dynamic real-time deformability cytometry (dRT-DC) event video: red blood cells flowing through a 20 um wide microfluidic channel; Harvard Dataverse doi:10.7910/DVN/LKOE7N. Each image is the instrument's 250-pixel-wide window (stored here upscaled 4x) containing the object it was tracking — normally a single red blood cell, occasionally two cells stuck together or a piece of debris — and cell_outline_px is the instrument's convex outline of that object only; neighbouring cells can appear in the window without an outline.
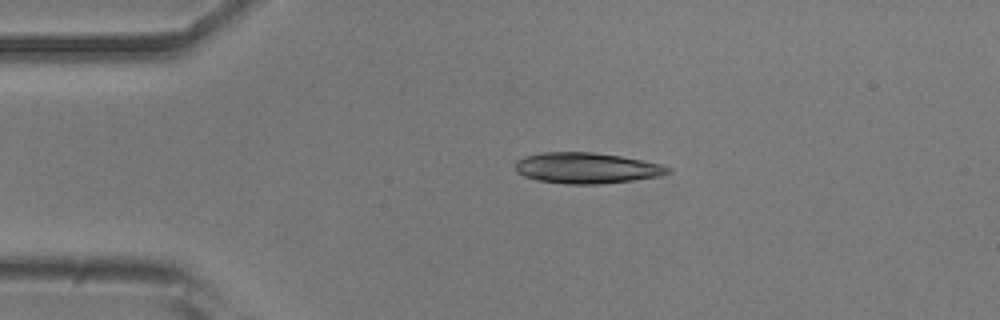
{"species": "common noctule bat (a hibernating species)", "species_latin": "Nyctalus noctula", "temperature_condition": "room temperature", "stored_images_in_passage": 44, "camera_frame_rate_fps": 3000, "um_per_image_px": 0.085, "animal": {"sex": "male", "body_mass_g": 20.5, "forearm_length_mm": 52.5}, "frame": {"image": 1, "passage_image": 2, "time_ms": 0.333, "image_size_px": [1000, 320], "cell_outline_px": [[672, 172], [660, 176], [604, 184], [564, 184], [536, 180], [524, 176], [516, 172], [516, 160], [524, 156], [544, 152], [592, 152], [620, 156], [664, 164], [672, 168]], "centroid_in_image_um": [49.88, 14.28], "position_along_channel_um": 35.1, "area_um2": 27.69}}
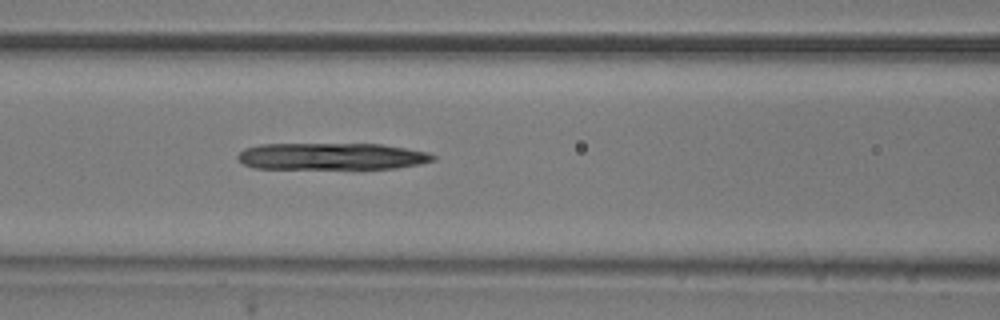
{"frame": {"image": 2, "passage_image": 13, "time_ms": 4.0, "image_size_px": [1000, 320], "cell_outline_px": [[436, 160], [420, 164], [396, 168], [256, 168], [244, 164], [236, 156], [244, 148], [260, 144], [380, 144], [428, 152], [436, 156]], "centroid_in_image_um": [28.2, 13.28], "position_along_channel_um": 138.4, "area_um2": 30.35}}
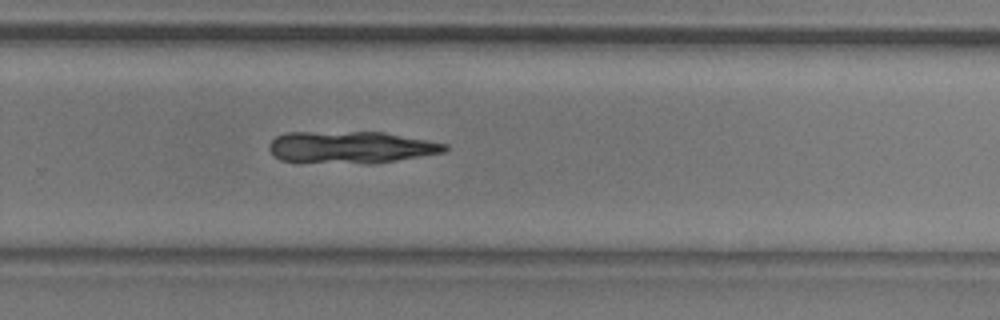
{"frame": {"image": 3, "passage_image": 26, "time_ms": 8.333, "image_size_px": [1000, 320], "cell_outline_px": [[448, 148], [444, 152], [396, 160], [368, 164], [280, 160], [272, 156], [268, 148], [268, 144], [276, 136], [284, 132], [384, 132], [428, 140], [448, 144]], "centroid_in_image_um": [29.79, 12.51], "position_along_channel_um": 300.0, "area_um2": 32.77}}